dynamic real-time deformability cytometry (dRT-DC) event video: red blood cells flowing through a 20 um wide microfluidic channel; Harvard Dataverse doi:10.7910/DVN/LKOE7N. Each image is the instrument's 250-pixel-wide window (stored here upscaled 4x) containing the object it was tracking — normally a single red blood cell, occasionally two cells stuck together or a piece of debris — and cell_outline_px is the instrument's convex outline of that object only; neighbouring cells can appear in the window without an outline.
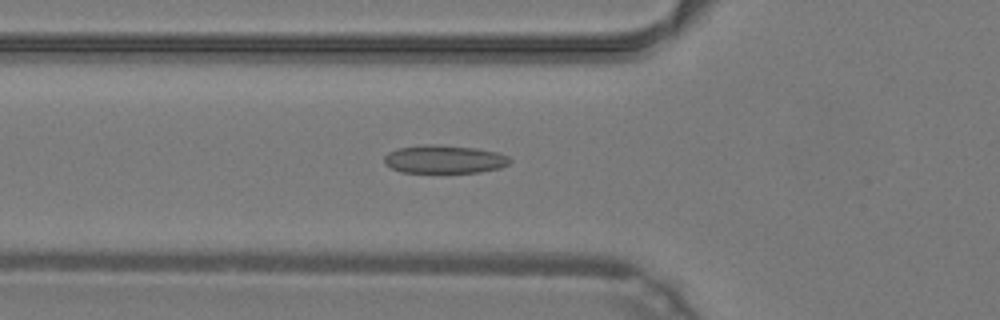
{"species": "common noctule bat (a hibernating species)", "species_latin": "Nyctalus noctula", "temperature_condition": "warm", "stored_images_in_passage": 48, "camera_frame_rate_fps": 3000, "um_per_image_px": 0.085, "animal": {"sex": "male", "body_mass_g": 19.2, "forearm_length_mm": 51.8}, "frame": {"image": 1, "passage_image": 17, "time_ms": 5.333, "image_size_px": [1000, 320], "cell_outline_px": [[512, 160], [508, 164], [500, 168], [480, 172], [400, 172], [384, 164], [384, 156], [388, 152], [396, 148], [424, 144], [436, 144], [476, 148], [496, 152], [508, 156]], "centroid_in_image_um": [37.74, 13.53], "position_along_channel_um": 88.1, "area_um2": 20.75}}
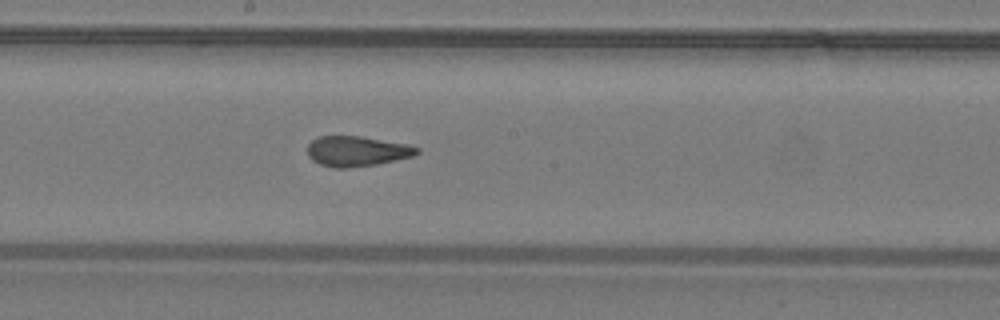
{"frame": {"image": 2, "passage_image": 26, "time_ms": 8.333, "image_size_px": [1000, 320], "cell_outline_px": [[420, 152], [412, 156], [376, 164], [348, 168], [336, 168], [320, 164], [312, 160], [308, 156], [308, 144], [312, 140], [320, 136], [360, 136], [408, 144], [420, 148]], "centroid_in_image_um": [30.33, 12.85], "position_along_channel_um": 217.9, "area_um2": 19.19}}
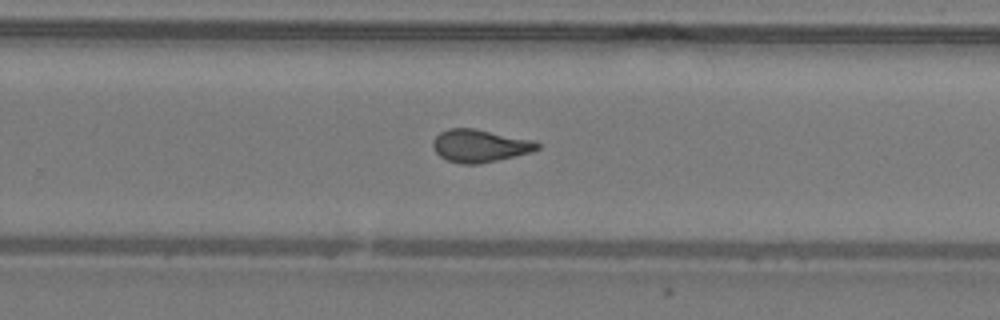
{"frame": {"image": 3, "passage_image": 31, "time_ms": 10.0, "image_size_px": [1000, 320], "cell_outline_px": [[540, 148], [532, 152], [480, 164], [460, 164], [448, 160], [440, 156], [432, 148], [432, 140], [440, 132], [448, 128], [476, 128], [536, 140], [540, 144]], "centroid_in_image_um": [40.8, 12.38], "position_along_channel_um": 289.0, "area_um2": 20.23}, "authors_computed_cell_mechanics": {"area_um2": 19.941, "velocity_mm_per_s": 4.3022, "shape_relaxation_time_tau1_ms": null, "shape_relaxation_time_tau2_ms": 1.5555, "deformation_change_tau1": null, "deformation_change_tau2": 0.0981}}